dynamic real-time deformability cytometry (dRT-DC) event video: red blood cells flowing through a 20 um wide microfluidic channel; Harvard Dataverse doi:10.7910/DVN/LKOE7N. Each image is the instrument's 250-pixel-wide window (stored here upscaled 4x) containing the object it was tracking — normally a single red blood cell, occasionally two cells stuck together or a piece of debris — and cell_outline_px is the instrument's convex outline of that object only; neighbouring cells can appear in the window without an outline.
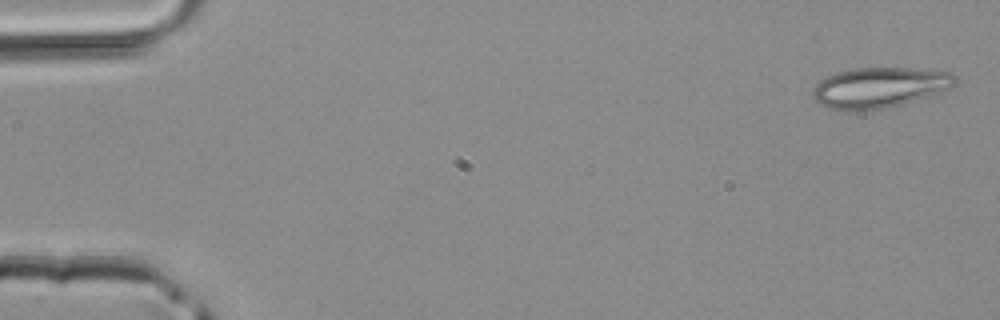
{"species": "common noctule bat (a hibernating species)", "species_latin": "Nyctalus noctula", "temperature_condition": "room temperature", "stored_images_in_passage": 4, "camera_frame_rate_fps": 3000, "um_per_image_px": 0.085, "animal": {"sex": "male", "body_mass_g": 20.4}, "frame": {"image": 1, "passage_image": 1, "time_ms": 0.0, "image_size_px": [1000, 320], "cell_outline_px": [[956, 80], [948, 88], [940, 92], [900, 104], [884, 108], [848, 112], [832, 108], [820, 104], [812, 96], [812, 92], [816, 84], [820, 80], [836, 72], [856, 68], [912, 68], [952, 72]], "centroid_in_image_um": [74.7, 7.44], "position_along_channel_um": 10.3, "area_um2": 33.18}}